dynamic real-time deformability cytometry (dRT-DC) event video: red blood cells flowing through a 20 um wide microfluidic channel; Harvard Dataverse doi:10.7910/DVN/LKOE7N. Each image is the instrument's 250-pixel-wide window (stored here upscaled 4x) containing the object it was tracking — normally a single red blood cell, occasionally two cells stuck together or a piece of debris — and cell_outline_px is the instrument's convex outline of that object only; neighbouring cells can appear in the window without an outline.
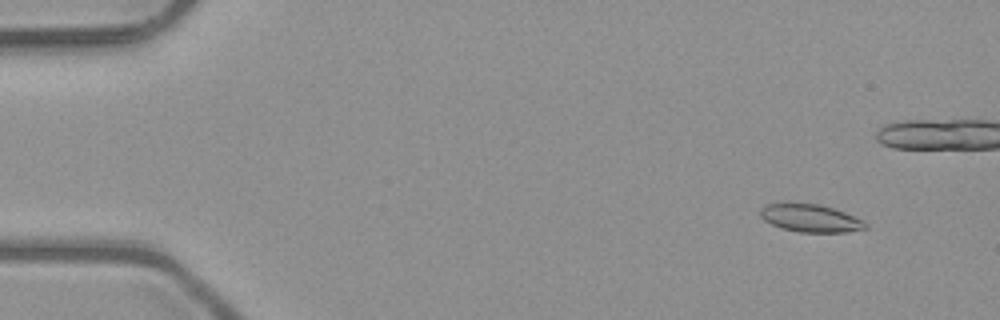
{"species": "common noctule bat (a hibernating species)", "species_latin": "Nyctalus noctula", "temperature_condition": "room temperature", "stored_images_in_passage": 53, "camera_frame_rate_fps": 3000, "um_per_image_px": 0.085, "animal": {"sex": "male", "body_mass_g": 23.1, "forearm_length_mm": 52.7}, "frame": {"image": 1, "passage_image": 5, "time_ms": 1.333, "image_size_px": [1000, 320], "cell_outline_px": [[868, 228], [848, 232], [800, 232], [780, 228], [764, 220], [760, 216], [760, 208], [764, 204], [820, 204], [844, 212], [864, 220], [868, 224]], "centroid_in_image_um": [68.91, 18.56], "position_along_channel_um": 16.1, "area_um2": 16.94}}
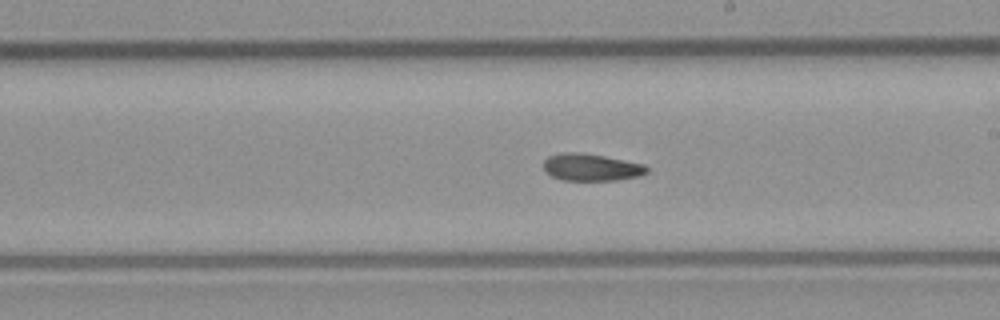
{"frame": {"image": 2, "passage_image": 30, "time_ms": 9.667, "image_size_px": [1000, 320], "cell_outline_px": [[648, 172], [636, 176], [616, 180], [564, 180], [552, 176], [544, 172], [544, 160], [548, 156], [564, 152], [576, 152], [604, 156], [644, 164], [648, 168]], "centroid_in_image_um": [50.22, 14.21], "position_along_channel_um": 238.8, "area_um2": 16.18}}
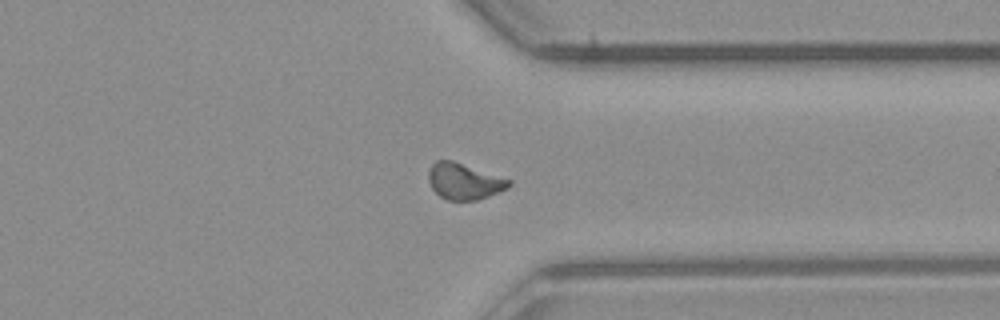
{"frame": {"image": 3, "passage_image": 40, "time_ms": 13.0, "image_size_px": [1000, 320], "cell_outline_px": [[512, 184], [508, 188], [488, 196], [476, 200], [448, 200], [440, 196], [432, 188], [428, 180], [428, 172], [432, 164], [436, 160], [452, 160], [512, 180]], "centroid_in_image_um": [39.45, 15.41], "position_along_channel_um": 371.9, "area_um2": 16.88}, "authors_computed_cell_mechanics": {"area_um2": 16.8198, "velocity_mm_per_s": 4.046, "shape_relaxation_time_tau1_ms": null, "shape_relaxation_time_tau2_ms": 4.1482, "deformation_change_tau1": null, "deformation_change_tau2": 0.0829}}